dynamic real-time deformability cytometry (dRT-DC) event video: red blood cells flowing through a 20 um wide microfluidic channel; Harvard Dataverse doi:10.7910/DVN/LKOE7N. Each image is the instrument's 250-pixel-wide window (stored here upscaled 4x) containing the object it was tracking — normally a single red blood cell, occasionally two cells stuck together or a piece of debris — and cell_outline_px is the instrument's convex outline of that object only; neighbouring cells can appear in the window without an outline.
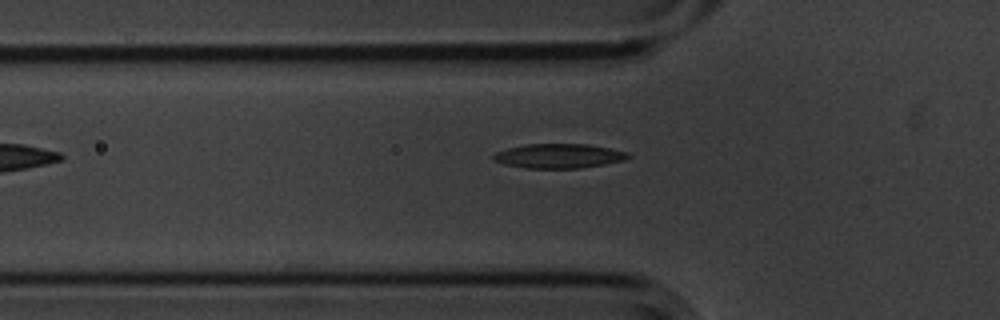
{"species": "common noctule bat (a hibernating species)", "species_latin": "Nyctalus noctula", "temperature_condition": "cold", "stored_images_in_passage": 6, "camera_frame_rate_fps": 3000, "um_per_image_px": 0.085, "animal": {"sex": "male", "body_mass_g": 20.1, "forearm_length_mm": 53.5}, "frame": {"image": 1, "passage_image": 5, "time_ms": 1.333, "image_size_px": [1000, 320], "cell_outline_px": [[632, 156], [624, 160], [604, 164], [580, 168], [524, 168], [504, 164], [492, 160], [492, 156], [496, 152], [508, 148], [524, 144], [588, 144], [628, 152]], "centroid_in_image_um": [47.48, 13.25], "position_along_channel_um": 78.3, "area_um2": 19.19}}
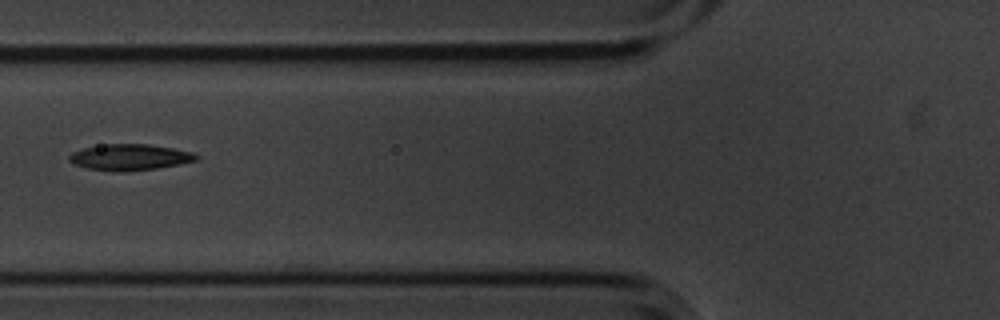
{"frame": {"image": 2, "passage_image": 6, "time_ms": 1.667, "image_size_px": [1000, 320], "cell_outline_px": [[200, 156], [196, 160], [180, 164], [156, 168], [124, 172], [112, 172], [88, 168], [76, 164], [68, 160], [68, 156], [72, 152], [84, 148], [108, 144], [148, 144], [172, 148], [192, 152]], "centroid_in_image_um": [11.03, 13.37], "position_along_channel_um": 114.8, "area_um2": 19.25}}